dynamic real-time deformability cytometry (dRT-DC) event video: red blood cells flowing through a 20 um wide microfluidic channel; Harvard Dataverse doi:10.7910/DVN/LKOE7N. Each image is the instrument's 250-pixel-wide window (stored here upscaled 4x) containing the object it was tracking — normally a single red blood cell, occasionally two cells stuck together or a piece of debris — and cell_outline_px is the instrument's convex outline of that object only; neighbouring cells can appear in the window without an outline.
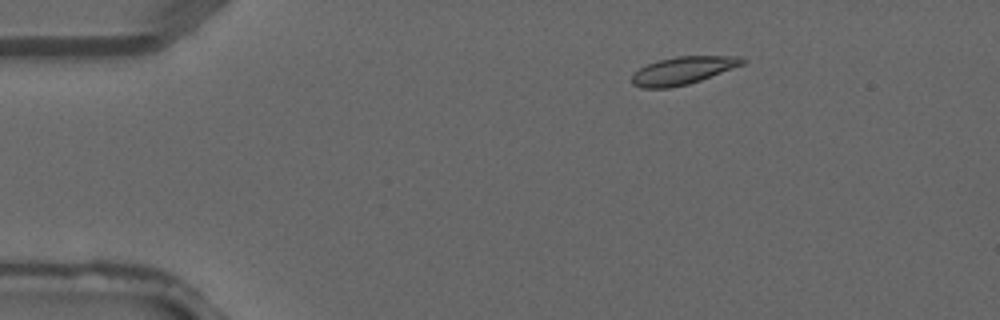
{"species": "common noctule bat (a hibernating species)", "species_latin": "Nyctalus noctula", "temperature_condition": "warm", "stored_images_in_passage": 2, "camera_frame_rate_fps": 3000, "um_per_image_px": 0.085, "animal": {"sex": "male", "forearm_length_mm": 52.5}, "frame": {"image": 1, "passage_image": 1, "time_ms": 0.0, "image_size_px": [1000, 320], "cell_outline_px": [[748, 60], [744, 64], [700, 80], [688, 84], [668, 88], [640, 88], [632, 84], [632, 76], [640, 68], [648, 64], [660, 60], [676, 56], [744, 56]], "centroid_in_image_um": [58.08, 5.99], "position_along_channel_um": 26.9, "area_um2": 17.74}}